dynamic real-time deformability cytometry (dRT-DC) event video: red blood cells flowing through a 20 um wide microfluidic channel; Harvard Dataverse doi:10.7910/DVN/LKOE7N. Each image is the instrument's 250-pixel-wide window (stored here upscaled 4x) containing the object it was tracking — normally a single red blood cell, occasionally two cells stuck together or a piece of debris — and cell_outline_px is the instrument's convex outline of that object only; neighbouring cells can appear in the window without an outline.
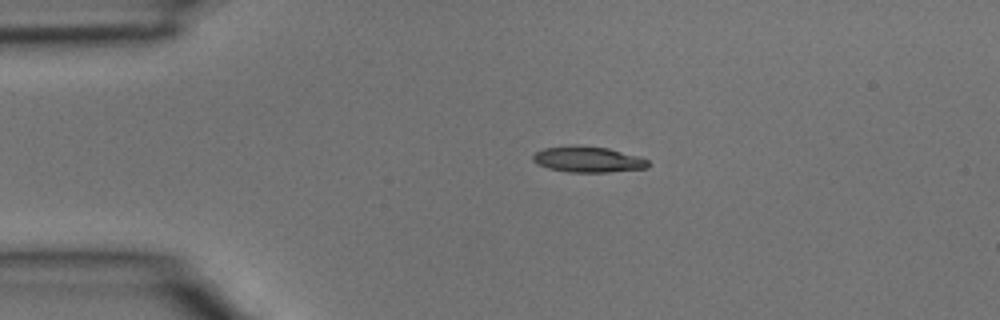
{"species": "common noctule bat (a hibernating species)", "species_latin": "Nyctalus noctula", "temperature_condition": "room temperature", "stored_images_in_passage": 2, "camera_frame_rate_fps": 3000, "um_per_image_px": 0.085, "animal": {"sex": "male", "body_mass_g": 15.6}, "frame": {"image": 1, "passage_image": 1, "time_ms": 0.0, "image_size_px": [1000, 320], "cell_outline_px": [[648, 168], [608, 172], [568, 172], [548, 168], [536, 164], [532, 160], [532, 156], [536, 152], [544, 148], [572, 144], [608, 148], [640, 156], [648, 160]], "centroid_in_image_um": [49.96, 13.54], "position_along_channel_um": 35.0, "area_um2": 17.57}}